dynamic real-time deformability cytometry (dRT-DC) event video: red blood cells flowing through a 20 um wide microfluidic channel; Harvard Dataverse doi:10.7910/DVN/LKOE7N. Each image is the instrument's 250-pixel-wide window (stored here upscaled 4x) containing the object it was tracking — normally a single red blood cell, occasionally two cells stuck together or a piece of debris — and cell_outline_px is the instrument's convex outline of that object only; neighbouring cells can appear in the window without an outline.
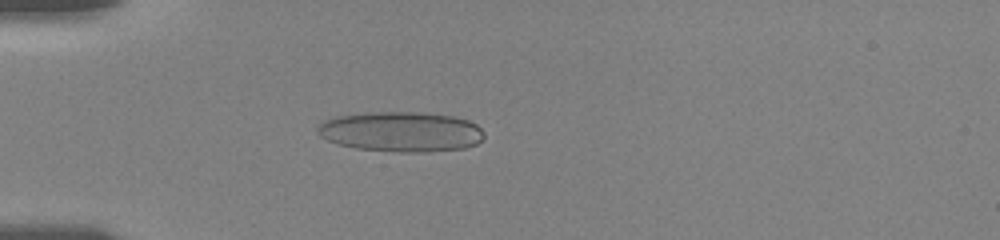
{"species": "human", "species_latin": "Homo sapiens", "temperature_condition": "room temperature", "stored_images_in_passage": 9, "camera_frame_rate_fps": 3000, "um_per_image_px": 0.085, "donor": {"sex": "female"}, "frame": {"image": 1, "passage_image": 2, "time_ms": 0.333, "image_size_px": [1000, 240], "cell_outline_px": [[484, 136], [476, 144], [464, 148], [424, 152], [400, 152], [356, 148], [340, 144], [328, 140], [320, 136], [316, 132], [316, 128], [324, 120], [336, 116], [368, 112], [424, 112], [452, 116], [468, 120], [476, 124], [484, 132]], "centroid_in_image_um": [34.08, 11.19], "position_along_channel_um": 50.9, "area_um2": 38.96}}
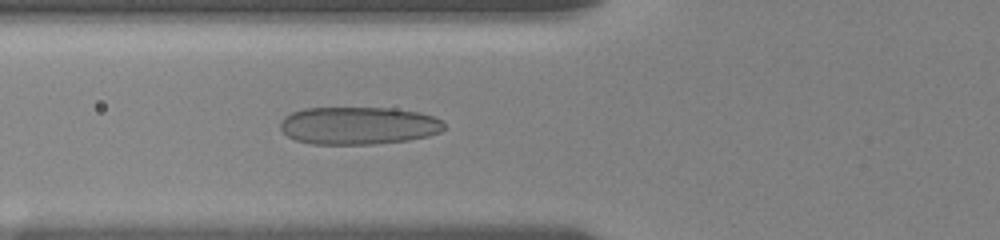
{"frame": {"image": 2, "passage_image": 7, "time_ms": 2.0, "image_size_px": [1000, 240], "cell_outline_px": [[444, 128], [440, 132], [428, 136], [408, 140], [372, 144], [312, 144], [296, 140], [288, 136], [280, 128], [280, 120], [284, 116], [292, 112], [304, 108], [396, 108], [420, 112], [432, 116], [440, 120], [444, 124]], "centroid_in_image_um": [30.45, 10.67], "position_along_channel_um": 95.3, "area_um2": 36.07}}